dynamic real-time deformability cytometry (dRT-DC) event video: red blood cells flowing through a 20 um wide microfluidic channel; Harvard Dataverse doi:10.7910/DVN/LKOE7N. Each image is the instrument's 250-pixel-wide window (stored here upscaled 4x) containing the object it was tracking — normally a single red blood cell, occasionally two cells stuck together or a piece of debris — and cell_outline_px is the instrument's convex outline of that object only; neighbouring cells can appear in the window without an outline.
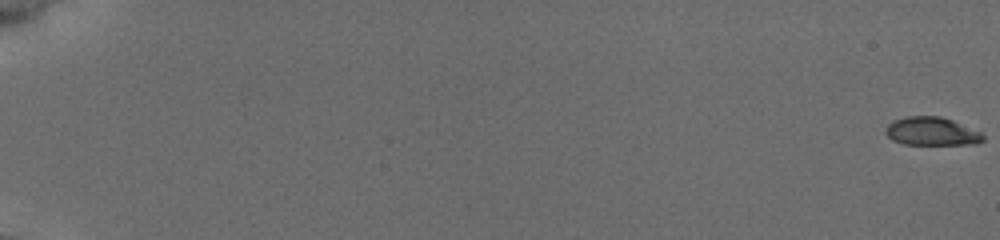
{"species": "common noctule bat (a hibernating species)", "species_latin": "Nyctalus noctula", "temperature_condition": "cold", "stored_images_in_passage": 57, "camera_frame_rate_fps": 3000, "um_per_image_px": 0.085, "animal": {"sex": "female", "body_mass_g": 19.5, "forearm_length_mm": 54.1}, "frame": {"image": 1, "passage_image": 1, "time_ms": 0.0, "image_size_px": [1000, 240], "cell_outline_px": [[984, 140], [976, 144], [904, 144], [892, 140], [884, 132], [884, 128], [892, 120], [908, 116], [940, 116], [952, 120], [980, 132], [984, 136]], "centroid_in_image_um": [79.15, 11.16], "position_along_channel_um": 5.8, "area_um2": 16.07}}
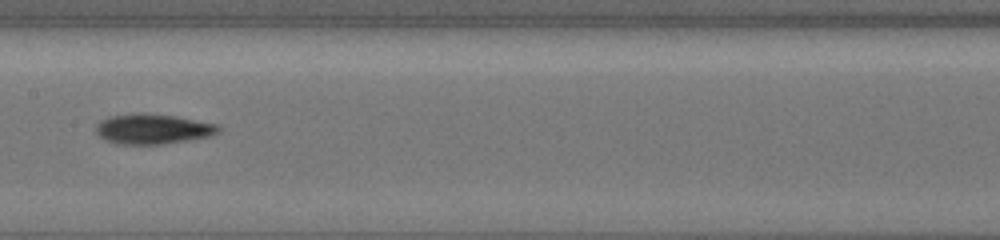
{"frame": {"image": 2, "passage_image": 33, "time_ms": 10.667, "image_size_px": [1000, 240], "cell_outline_px": [[220, 128], [216, 132], [208, 136], [160, 144], [116, 144], [100, 136], [96, 132], [96, 124], [100, 120], [112, 116], [136, 112], [144, 112], [176, 116], [216, 124]], "centroid_in_image_um": [12.92, 10.94], "position_along_channel_um": 194.5, "area_um2": 21.21}}
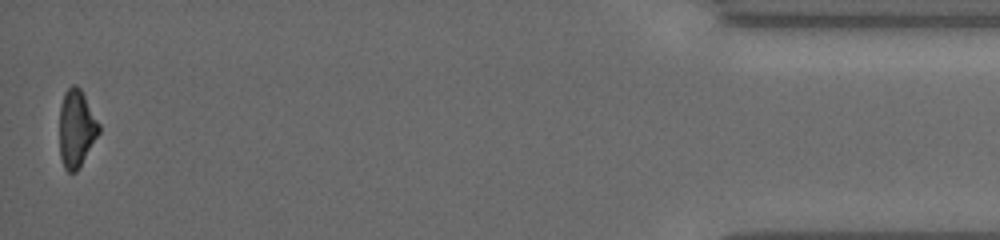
{"frame": {"image": 3, "passage_image": 57, "time_ms": 18.667, "image_size_px": [1000, 240], "cell_outline_px": [[100, 132], [80, 168], [76, 172], [68, 172], [64, 168], [60, 156], [60, 104], [64, 92], [72, 84], [76, 84], [80, 88], [100, 124]], "centroid_in_image_um": [6.5, 10.93], "position_along_channel_um": 428.7, "area_um2": 17.98}, "authors_computed_cell_mechanics": {"area_um2": 19.1896, "velocity_mm_per_s": 3.8378, "shape_relaxation_time_tau1_ms": 3.838, "shape_relaxation_time_tau2_ms": null, "deformation_change_tau1": 0.1279, "deformation_change_tau2": null}}